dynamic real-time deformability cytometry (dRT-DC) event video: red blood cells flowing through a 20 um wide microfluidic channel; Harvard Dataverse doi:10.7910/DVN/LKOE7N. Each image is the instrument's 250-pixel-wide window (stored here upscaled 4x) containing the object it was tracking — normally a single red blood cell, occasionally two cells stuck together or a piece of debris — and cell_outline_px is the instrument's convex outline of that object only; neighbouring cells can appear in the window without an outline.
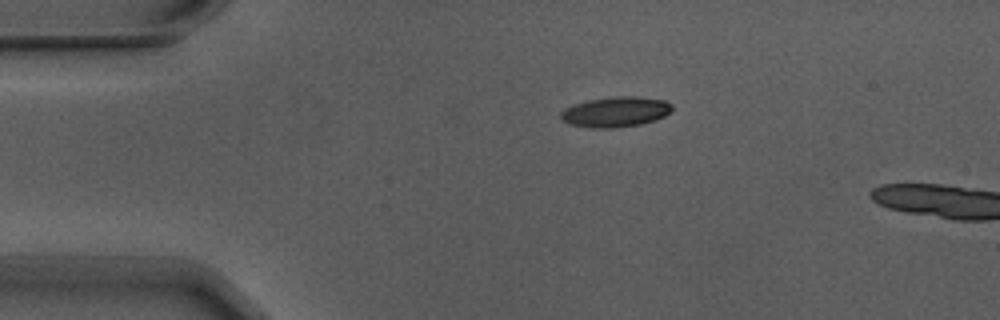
{"species": "Egyptian fruit bat (a non-hibernating species)", "species_latin": "Rousettus aegyptiacus", "temperature_condition": "warm", "stored_images_in_passage": 2, "camera_frame_rate_fps": 3000, "um_per_image_px": 0.085, "animal": {"sex": "male"}, "frame": {"image": 1, "passage_image": 1, "time_ms": 0.0, "image_size_px": [1000, 320], "cell_outline_px": [[672, 112], [656, 120], [640, 124], [612, 128], [596, 128], [568, 124], [560, 116], [560, 112], [564, 108], [588, 100], [612, 96], [640, 96], [664, 100], [672, 104]], "centroid_in_image_um": [52.35, 9.5], "position_along_channel_um": 32.6, "area_um2": 19.71}}